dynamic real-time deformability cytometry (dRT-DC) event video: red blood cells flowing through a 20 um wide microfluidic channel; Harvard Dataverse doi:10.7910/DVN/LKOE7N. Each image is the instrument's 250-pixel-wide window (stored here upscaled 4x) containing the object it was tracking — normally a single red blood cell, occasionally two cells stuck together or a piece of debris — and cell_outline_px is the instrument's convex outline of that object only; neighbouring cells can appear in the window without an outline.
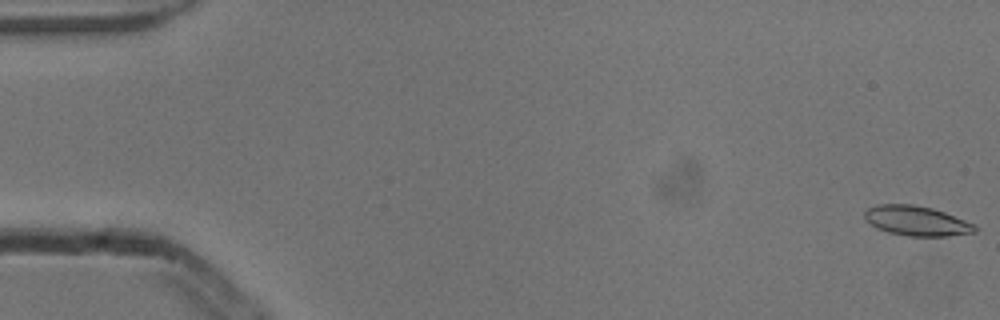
{"species": "common noctule bat (a hibernating species)", "species_latin": "Nyctalus noctula", "temperature_condition": "cold", "stored_images_in_passage": 16, "camera_frame_rate_fps": 3000, "um_per_image_px": 0.085, "animal": {"sex": "male", "body_mass_g": 13.3}, "frame": {"image": 1, "passage_image": 1, "time_ms": 0.0, "image_size_px": [1000, 320], "cell_outline_px": [[976, 232], [948, 236], [908, 236], [888, 232], [876, 228], [864, 220], [864, 212], [868, 208], [876, 204], [912, 204], [932, 208], [944, 212], [976, 224]], "centroid_in_image_um": [77.88, 18.77], "position_along_channel_um": 7.1, "area_um2": 19.31}}
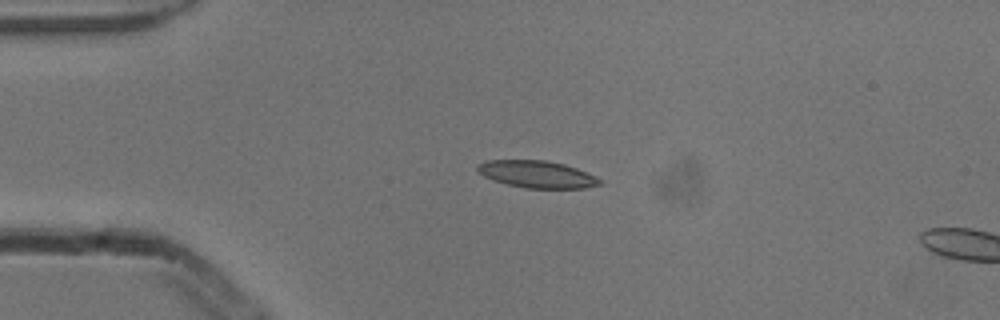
{"frame": {"image": 2, "passage_image": 13, "time_ms": 4.0, "image_size_px": [1000, 320], "cell_outline_px": [[600, 184], [584, 188], [524, 188], [492, 180], [484, 176], [476, 168], [476, 164], [484, 160], [544, 160], [564, 164], [576, 168], [596, 176], [600, 180]], "centroid_in_image_um": [45.6, 14.8], "position_along_channel_um": 39.4, "area_um2": 19.25}}